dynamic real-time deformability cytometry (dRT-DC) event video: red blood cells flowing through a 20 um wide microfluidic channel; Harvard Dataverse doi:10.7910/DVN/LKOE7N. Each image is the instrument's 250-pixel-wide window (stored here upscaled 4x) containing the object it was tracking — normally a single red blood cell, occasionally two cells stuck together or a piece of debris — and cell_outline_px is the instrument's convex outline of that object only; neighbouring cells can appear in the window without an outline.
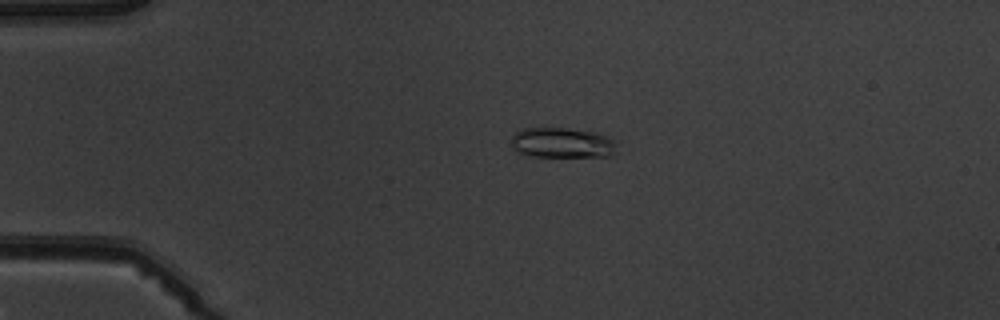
{"species": "common noctule bat (a hibernating species)", "species_latin": "Nyctalus noctula", "temperature_condition": "warm", "stored_images_in_passage": 3, "camera_frame_rate_fps": 3000, "um_per_image_px": 0.085, "animal": {"sex": "male", "body_mass_g": 19.5, "forearm_length_mm": 54.6}, "frame": {"image": 1, "passage_image": 2, "time_ms": 1.333, "image_size_px": [1000, 320], "cell_outline_px": [[616, 152], [612, 156], [528, 156], [516, 152], [512, 148], [512, 136], [520, 128], [568, 128], [592, 132], [616, 140]], "centroid_in_image_um": [47.76, 12.14], "position_along_channel_um": 37.2, "area_um2": 18.67}}